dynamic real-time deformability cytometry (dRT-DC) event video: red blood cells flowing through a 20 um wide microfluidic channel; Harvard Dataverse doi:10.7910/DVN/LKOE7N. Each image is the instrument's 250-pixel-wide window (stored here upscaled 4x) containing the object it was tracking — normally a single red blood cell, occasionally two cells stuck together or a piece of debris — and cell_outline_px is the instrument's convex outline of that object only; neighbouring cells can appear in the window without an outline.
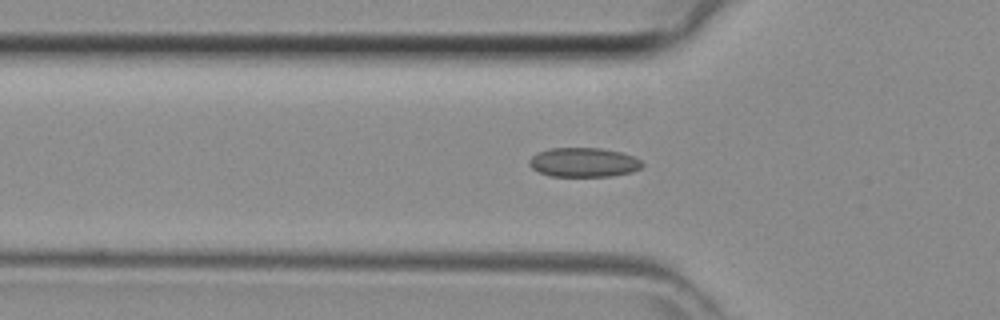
{"species": "common noctule bat (a hibernating species)", "species_latin": "Nyctalus noctula", "temperature_condition": "room temperature", "stored_images_in_passage": 31, "camera_frame_rate_fps": 3000, "um_per_image_px": 0.085, "animal": {"sex": "female", "body_mass_g": 29.2, "forearm_length_mm": 56.3}, "frame": {"image": 1, "passage_image": 10, "time_ms": 3.0, "image_size_px": [1000, 320], "cell_outline_px": [[644, 164], [640, 168], [632, 172], [612, 176], [548, 176], [532, 168], [528, 164], [528, 160], [536, 152], [548, 148], [600, 148], [620, 152], [632, 156], [640, 160]], "centroid_in_image_um": [49.57, 13.8], "position_along_channel_um": 76.2, "area_um2": 19.36}}
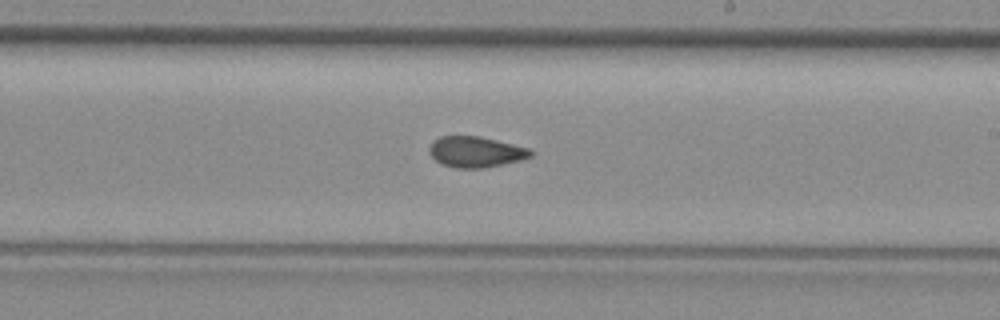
{"frame": {"image": 2, "passage_image": 21, "time_ms": 6.667, "image_size_px": [1000, 320], "cell_outline_px": [[532, 156], [520, 160], [484, 168], [456, 168], [444, 164], [436, 160], [428, 152], [428, 148], [440, 136], [480, 136], [532, 148]], "centroid_in_image_um": [40.48, 12.9], "position_along_channel_um": 248.5, "area_um2": 18.15}}
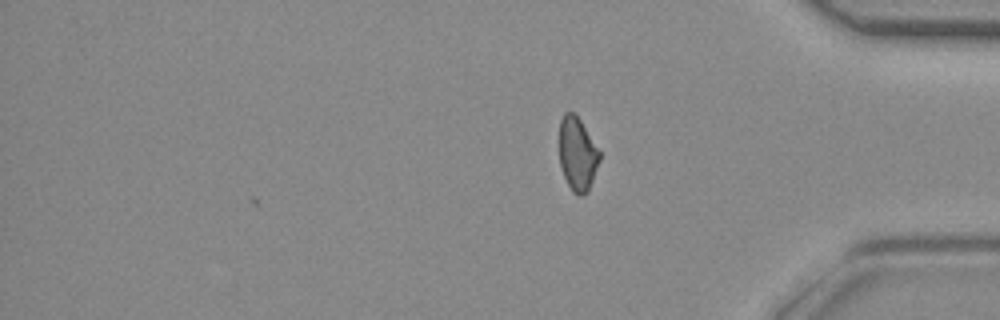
{"frame": {"image": 3, "passage_image": 31, "time_ms": 10.0, "image_size_px": [1000, 320], "cell_outline_px": [[600, 160], [588, 192], [580, 196], [572, 192], [560, 168], [560, 120], [564, 112], [572, 112], [580, 120], [600, 152]], "centroid_in_image_um": [49.08, 13.12], "position_along_channel_um": 386.1, "area_um2": 17.11}}